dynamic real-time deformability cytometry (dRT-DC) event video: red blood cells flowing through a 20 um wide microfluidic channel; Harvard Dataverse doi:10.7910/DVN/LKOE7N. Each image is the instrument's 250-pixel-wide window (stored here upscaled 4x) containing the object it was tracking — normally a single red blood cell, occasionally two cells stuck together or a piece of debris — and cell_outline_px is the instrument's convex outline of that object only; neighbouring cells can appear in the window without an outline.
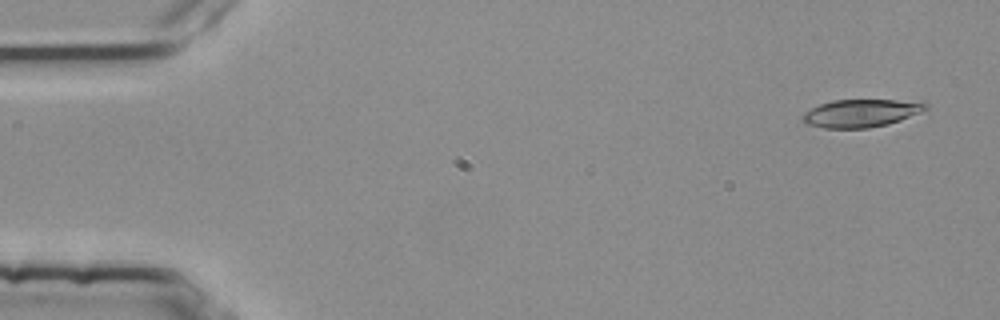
{"species": "common noctule bat (a hibernating species)", "species_latin": "Nyctalus noctula", "temperature_condition": "room temperature", "stored_images_in_passage": 3, "camera_frame_rate_fps": 3000, "um_per_image_px": 0.085, "animal": {"sex": "female", "body_mass_g": 25.1}, "frame": {"image": 1, "passage_image": 1, "time_ms": 0.0, "image_size_px": [1000, 320], "cell_outline_px": [[928, 108], [900, 120], [888, 124], [868, 128], [824, 128], [804, 124], [800, 120], [800, 116], [804, 112], [820, 104], [832, 100], [896, 100], [928, 104]], "centroid_in_image_um": [73.07, 9.63], "position_along_channel_um": 11.9, "area_um2": 19.83}}